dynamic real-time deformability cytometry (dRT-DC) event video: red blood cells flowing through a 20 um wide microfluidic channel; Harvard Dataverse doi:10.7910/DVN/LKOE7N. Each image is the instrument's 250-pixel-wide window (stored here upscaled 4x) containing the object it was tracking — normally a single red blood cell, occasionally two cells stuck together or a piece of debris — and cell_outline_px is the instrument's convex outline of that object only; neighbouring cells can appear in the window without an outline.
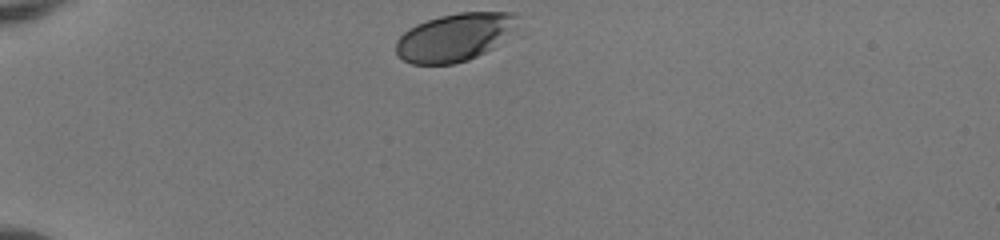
{"species": "human", "species_latin": "Homo sapiens", "temperature_condition": "room temperature", "stored_images_in_passage": 33, "camera_frame_rate_fps": 3000, "um_per_image_px": 0.085, "donor": {"sex": "female"}, "frame": {"image": 1, "passage_image": 1, "time_ms": 0.0, "image_size_px": [1000, 240], "cell_outline_px": [[520, 16], [492, 48], [468, 60], [452, 64], [412, 64], [396, 56], [396, 40], [408, 28], [416, 24], [440, 16], [460, 12], [516, 12]], "centroid_in_image_um": [38.54, 3.16], "position_along_channel_um": 46.5, "area_um2": 33.23}}
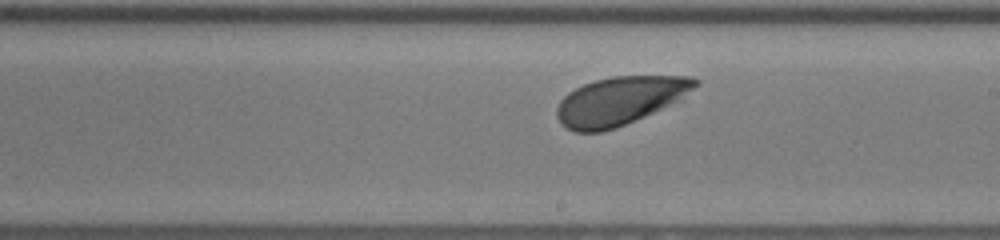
{"frame": {"image": 2, "passage_image": 19, "time_ms": 6.0, "image_size_px": [1000, 240], "cell_outline_px": [[700, 84], [680, 100], [624, 124], [600, 132], [576, 132], [560, 124], [556, 116], [556, 108], [560, 100], [568, 92], [584, 84], [596, 80], [612, 76], [688, 76], [700, 80]], "centroid_in_image_um": [52.67, 8.55], "position_along_channel_um": 236.3, "area_um2": 38.61}}
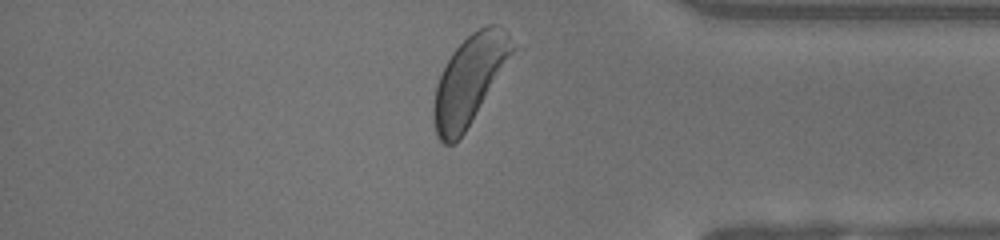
{"frame": {"image": 3, "passage_image": 32, "time_ms": 10.333, "image_size_px": [1000, 240], "cell_outline_px": [[516, 48], [464, 132], [452, 144], [444, 144], [436, 136], [432, 112], [432, 108], [436, 84], [452, 52], [472, 32], [488, 24], [496, 24], [508, 32]], "centroid_in_image_um": [39.88, 6.78], "position_along_channel_um": 395.3, "area_um2": 39.71}, "authors_computed_cell_mechanics": {"area_um2": 39.015, "velocity_mm_per_s": 3.9236, "shape_relaxation_time_tau1_ms": null, "shape_relaxation_time_tau2_ms": 3.0158, "deformation_change_tau1": null, "deformation_change_tau2": 0.0951}}